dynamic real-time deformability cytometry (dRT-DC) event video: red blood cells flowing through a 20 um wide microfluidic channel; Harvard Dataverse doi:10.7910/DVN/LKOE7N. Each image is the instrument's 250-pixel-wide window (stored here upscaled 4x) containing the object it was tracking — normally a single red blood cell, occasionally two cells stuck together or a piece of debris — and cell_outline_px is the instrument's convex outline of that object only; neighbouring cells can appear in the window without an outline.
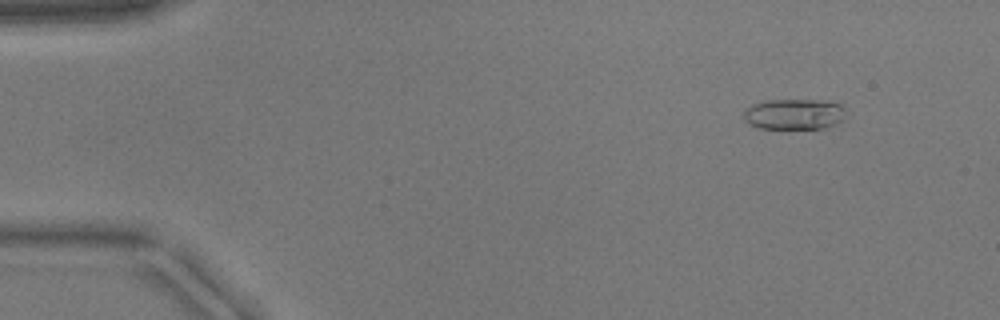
{"species": "common noctule bat (a hibernating species)", "species_latin": "Nyctalus noctula", "temperature_condition": "warm", "stored_images_in_passage": 47, "camera_frame_rate_fps": 3000, "um_per_image_px": 0.085, "animal": {"sex": "male", "body_mass_g": 17.9}, "frame": {"image": 1, "passage_image": 1, "time_ms": 0.0, "image_size_px": [1000, 320], "cell_outline_px": [[844, 120], [836, 124], [824, 128], [760, 128], [748, 124], [744, 120], [744, 112], [752, 104], [768, 100], [824, 100], [840, 104], [844, 108]], "centroid_in_image_um": [67.51, 9.7], "position_along_channel_um": 17.5, "area_um2": 18.26}}
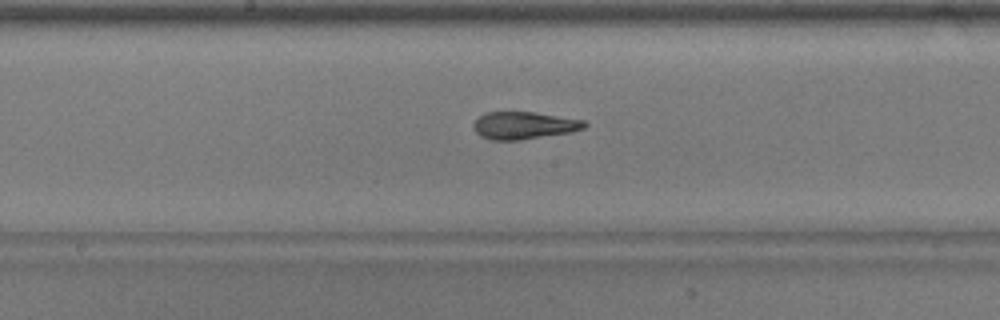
{"frame": {"image": 2, "passage_image": 23, "time_ms": 7.333, "image_size_px": [1000, 320], "cell_outline_px": [[588, 124], [584, 128], [572, 132], [520, 140], [492, 140], [480, 136], [472, 128], [472, 124], [480, 116], [488, 112], [532, 112], [584, 120]], "centroid_in_image_um": [44.53, 10.67], "position_along_channel_um": 203.7, "area_um2": 17.69}}
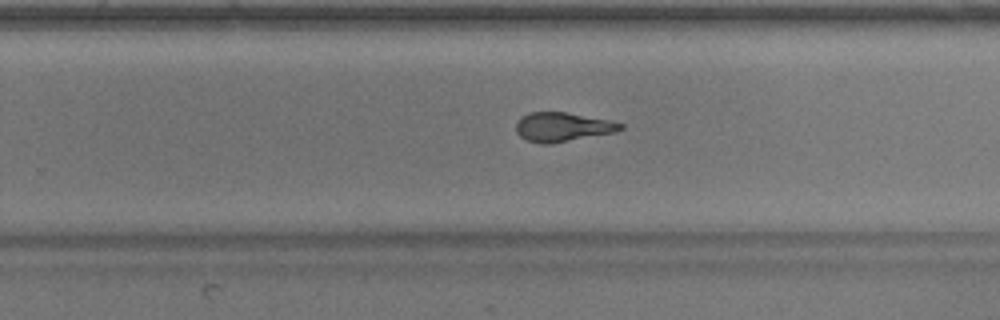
{"frame": {"image": 3, "passage_image": 29, "time_ms": 9.333, "image_size_px": [1000, 320], "cell_outline_px": [[624, 128], [616, 132], [552, 144], [540, 144], [528, 140], [520, 136], [516, 132], [516, 120], [520, 116], [528, 112], [568, 112], [608, 120], [624, 124]], "centroid_in_image_um": [47.79, 10.79], "position_along_channel_um": 282.0, "area_um2": 17.98}}